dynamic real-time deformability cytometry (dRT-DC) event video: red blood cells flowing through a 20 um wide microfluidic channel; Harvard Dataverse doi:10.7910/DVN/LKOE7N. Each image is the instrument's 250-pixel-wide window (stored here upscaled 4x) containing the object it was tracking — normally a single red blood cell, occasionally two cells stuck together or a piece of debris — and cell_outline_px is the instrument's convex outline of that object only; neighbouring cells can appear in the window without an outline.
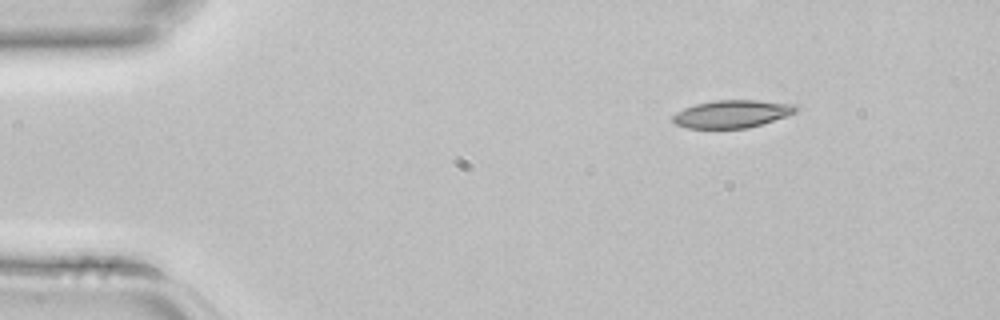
{"species": "common noctule bat (a hibernating species)", "species_latin": "Nyctalus noctula", "temperature_condition": "room temperature", "stored_images_in_passage": 4, "camera_frame_rate_fps": 3000, "um_per_image_px": 0.085, "animal": {"sex": "female", "body_mass_g": 22.7, "forearm_length_mm": 54.2}, "frame": {"image": 1, "passage_image": 1, "time_ms": 0.0, "image_size_px": [1000, 320], "cell_outline_px": [[796, 112], [748, 128], [688, 128], [676, 124], [672, 120], [672, 116], [676, 112], [684, 108], [696, 104], [716, 100], [756, 100], [796, 104]], "centroid_in_image_um": [62.18, 9.67], "position_along_channel_um": 22.8, "area_um2": 19.59}}